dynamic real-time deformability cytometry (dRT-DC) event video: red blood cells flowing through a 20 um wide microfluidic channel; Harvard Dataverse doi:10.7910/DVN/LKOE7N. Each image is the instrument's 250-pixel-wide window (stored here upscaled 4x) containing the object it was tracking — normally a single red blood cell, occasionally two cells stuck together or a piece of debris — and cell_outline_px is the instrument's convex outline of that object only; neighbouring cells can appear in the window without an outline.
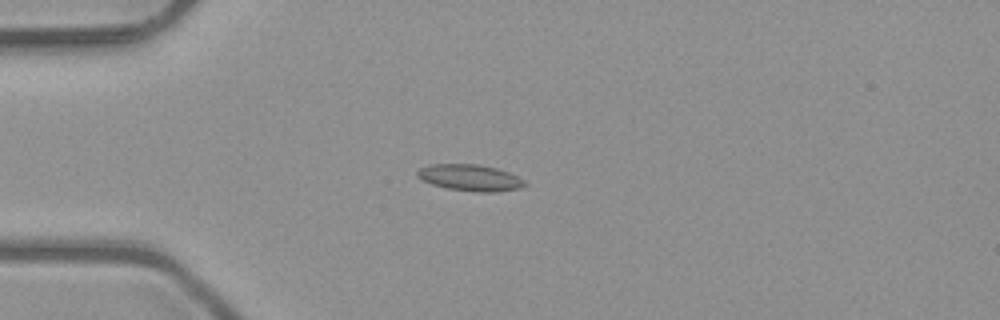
{"species": "common noctule bat (a hibernating species)", "species_latin": "Nyctalus noctula", "temperature_condition": "room temperature", "stored_images_in_passage": 7, "camera_frame_rate_fps": 3000, "um_per_image_px": 0.085, "animal": {"sex": "male", "body_mass_g": 23.1, "forearm_length_mm": 52.7}, "frame": {"image": 1, "passage_image": 4, "time_ms": 1.0, "image_size_px": [1000, 320], "cell_outline_px": [[528, 184], [520, 188], [492, 192], [476, 192], [448, 188], [432, 184], [420, 180], [416, 176], [416, 172], [420, 168], [428, 164], [480, 164], [496, 168], [508, 172], [524, 180]], "centroid_in_image_um": [39.92, 15.1], "position_along_channel_um": 45.1, "area_um2": 16.59}}
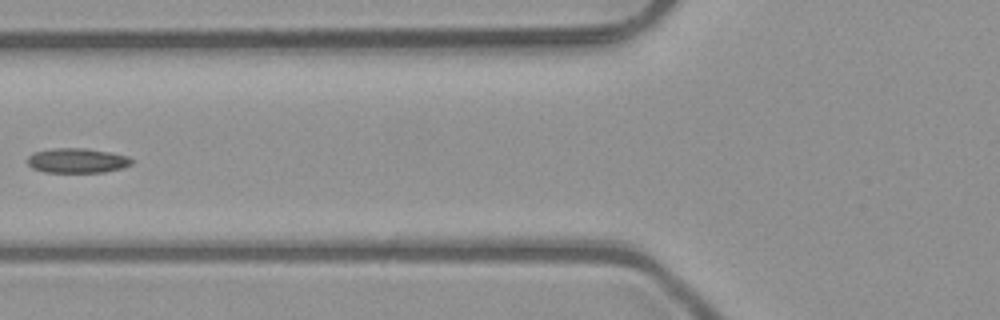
{"frame": {"image": 2, "passage_image": 6, "time_ms": 1.667, "image_size_px": [1000, 320], "cell_outline_px": [[132, 164], [120, 168], [104, 172], [44, 172], [32, 168], [28, 164], [28, 156], [32, 152], [52, 148], [88, 148], [128, 156], [132, 160]], "centroid_in_image_um": [6.52, 13.64], "position_along_channel_um": 119.3, "area_um2": 15.03}}
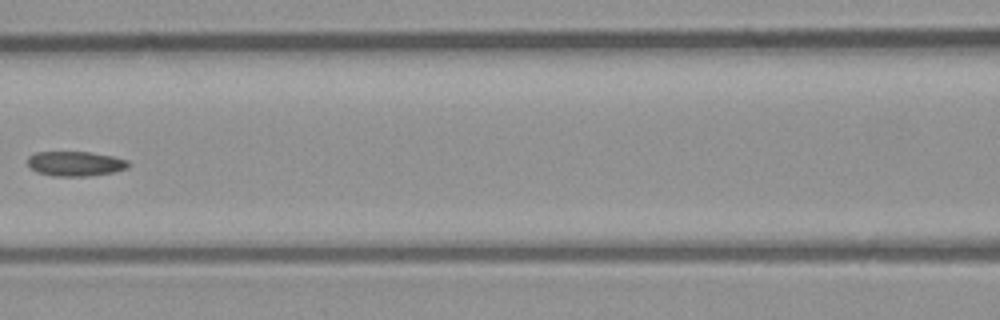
{"frame": {"image": 3, "passage_image": 7, "time_ms": 2.0, "image_size_px": [1000, 320], "cell_outline_px": [[128, 168], [112, 172], [88, 176], [52, 176], [36, 172], [28, 164], [28, 156], [36, 152], [88, 152], [112, 156], [128, 160]], "centroid_in_image_um": [6.38, 13.91], "position_along_channel_um": 160.2, "area_um2": 14.45}}